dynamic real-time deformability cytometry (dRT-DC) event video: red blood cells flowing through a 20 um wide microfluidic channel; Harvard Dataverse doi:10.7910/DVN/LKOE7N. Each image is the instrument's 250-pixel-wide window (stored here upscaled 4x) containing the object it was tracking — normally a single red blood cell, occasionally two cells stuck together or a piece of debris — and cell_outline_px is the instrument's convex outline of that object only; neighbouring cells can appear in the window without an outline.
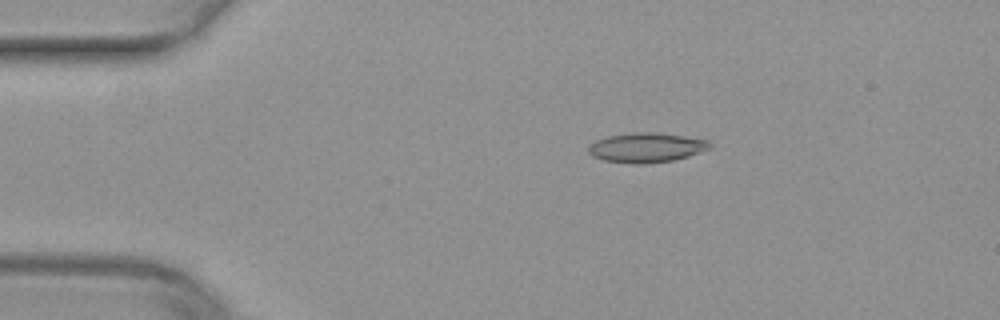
{"species": "common noctule bat (a hibernating species)", "species_latin": "Nyctalus noctula", "temperature_condition": "warm", "stored_images_in_passage": 49, "camera_frame_rate_fps": 3000, "um_per_image_px": 0.085, "animal": {"sex": "female", "body_mass_g": 29.2, "forearm_length_mm": 56.3}, "frame": {"image": 1, "passage_image": 8, "time_ms": 2.333, "image_size_px": [1000, 320], "cell_outline_px": [[712, 148], [688, 156], [672, 160], [644, 164], [632, 164], [604, 160], [592, 156], [588, 152], [588, 148], [596, 140], [608, 136], [636, 132], [652, 132], [684, 136], [708, 140], [712, 144]], "centroid_in_image_um": [54.96, 12.55], "position_along_channel_um": 30.0, "area_um2": 20.87}}
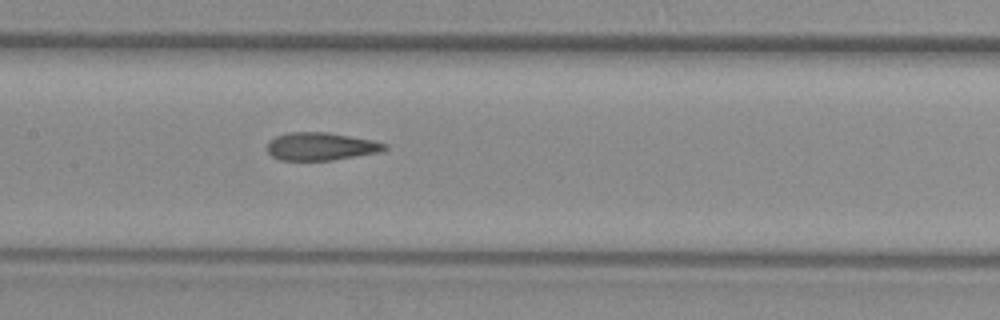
{"frame": {"image": 2, "passage_image": 23, "time_ms": 7.333, "image_size_px": [1000, 320], "cell_outline_px": [[388, 148], [380, 152], [332, 160], [280, 160], [272, 156], [268, 152], [268, 140], [276, 136], [288, 132], [328, 132], [372, 140], [388, 144]], "centroid_in_image_um": [27.27, 12.44], "position_along_channel_um": 180.1, "area_um2": 19.07}}
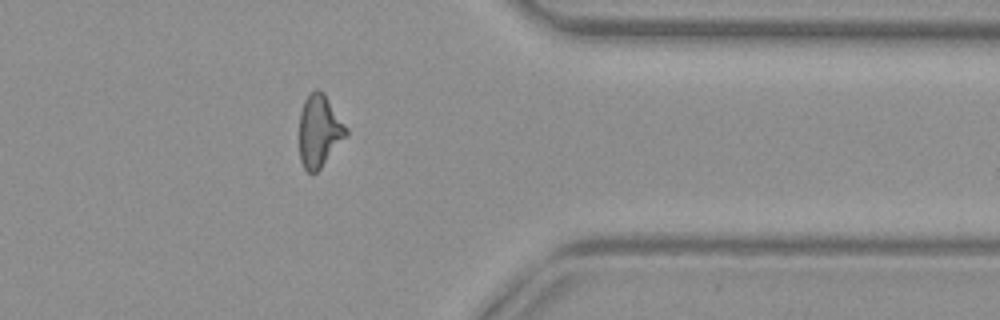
{"frame": {"image": 3, "passage_image": 39, "time_ms": 12.667, "image_size_px": [1000, 320], "cell_outline_px": [[348, 136], [320, 168], [316, 172], [308, 172], [304, 168], [300, 160], [300, 112], [304, 100], [308, 92], [316, 88], [320, 88], [324, 92], [348, 128]], "centroid_in_image_um": [27.16, 11.08], "position_along_channel_um": 384.2, "area_um2": 20.0}}